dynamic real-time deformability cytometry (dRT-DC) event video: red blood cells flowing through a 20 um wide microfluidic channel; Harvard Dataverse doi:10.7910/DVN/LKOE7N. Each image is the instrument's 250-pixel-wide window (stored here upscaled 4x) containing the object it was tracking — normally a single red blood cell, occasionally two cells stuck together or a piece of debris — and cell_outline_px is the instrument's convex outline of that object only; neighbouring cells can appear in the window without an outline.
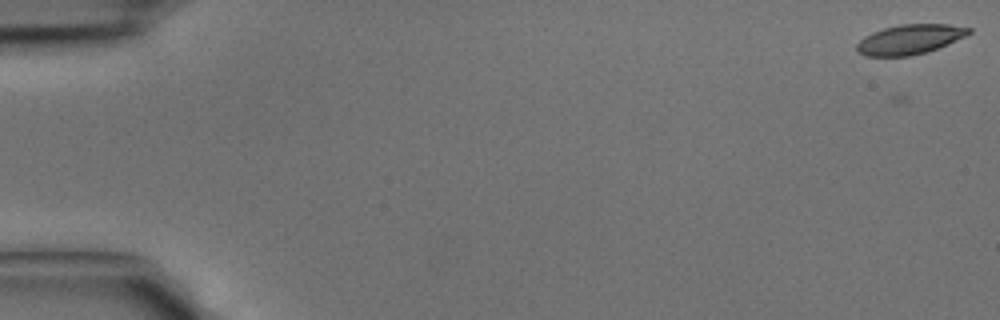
{"species": "common noctule bat (a hibernating species)", "species_latin": "Nyctalus noctula", "temperature_condition": "cold", "stored_images_in_passage": 37, "camera_frame_rate_fps": 3000, "um_per_image_px": 0.085, "animal": {"sex": "male", "body_mass_g": 15.6}, "frame": {"image": 1, "passage_image": 3, "time_ms": 0.667, "image_size_px": [1000, 320], "cell_outline_px": [[972, 32], [948, 44], [924, 52], [908, 56], [864, 56], [856, 48], [856, 44], [864, 36], [872, 32], [884, 28], [900, 24], [948, 24], [972, 28]], "centroid_in_image_um": [77.32, 3.33], "position_along_channel_um": 7.7, "area_um2": 19.25}}
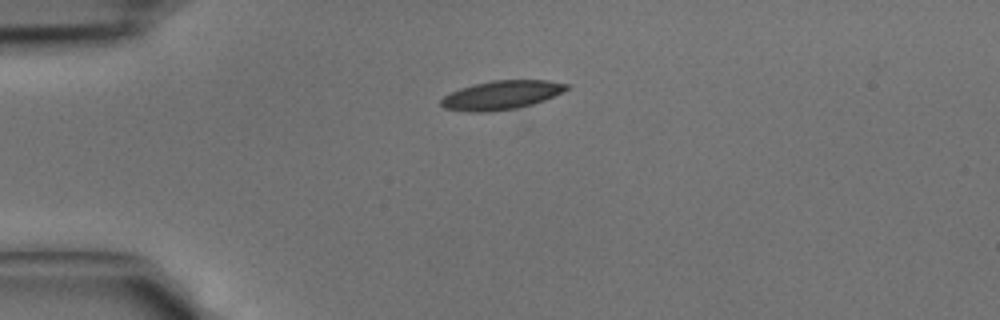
{"frame": {"image": 2, "passage_image": 13, "time_ms": 4.0, "image_size_px": [1000, 320], "cell_outline_px": [[572, 88], [544, 100], [532, 104], [516, 108], [488, 112], [468, 112], [444, 108], [440, 104], [440, 100], [444, 96], [460, 88], [472, 84], [492, 80], [548, 80], [568, 84]], "centroid_in_image_um": [42.63, 8.07], "position_along_channel_um": 42.4, "area_um2": 21.21}}
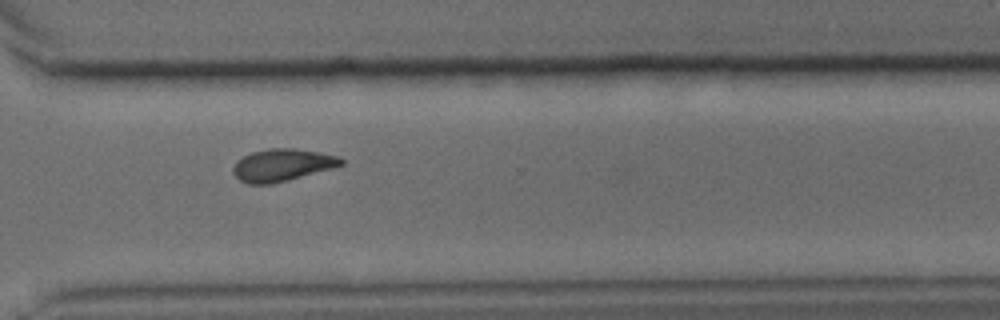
{"frame": {"image": 3, "passage_image": 34, "time_ms": 11.0, "image_size_px": [1000, 320], "cell_outline_px": [[344, 164], [332, 168], [288, 180], [272, 184], [248, 184], [240, 180], [232, 172], [232, 168], [236, 160], [252, 152], [268, 148], [292, 148], [320, 152], [340, 156], [344, 160]], "centroid_in_image_um": [23.98, 14.02], "position_along_channel_um": 346.6, "area_um2": 20.4}}